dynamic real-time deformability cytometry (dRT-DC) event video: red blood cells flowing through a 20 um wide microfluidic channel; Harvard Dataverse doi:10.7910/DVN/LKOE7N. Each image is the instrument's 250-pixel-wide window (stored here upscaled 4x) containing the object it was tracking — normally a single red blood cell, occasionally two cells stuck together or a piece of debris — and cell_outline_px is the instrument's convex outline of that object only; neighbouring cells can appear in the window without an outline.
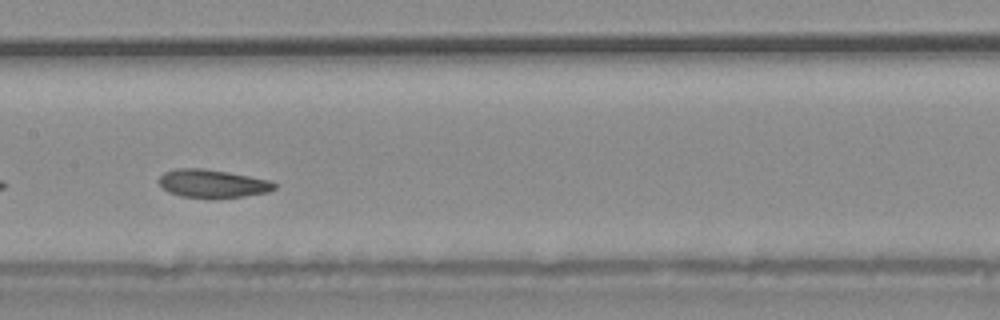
{"species": "common noctule bat (a hibernating species)", "species_latin": "Nyctalus noctula", "temperature_condition": "warm", "stored_images_in_passage": 24, "camera_frame_rate_fps": 3000, "um_per_image_px": 0.085, "animal": {"sex": "male", "body_mass_g": 20.4}, "frame": {"image": 1, "passage_image": 17, "time_ms": 5.333, "image_size_px": [1000, 320], "cell_outline_px": [[276, 188], [268, 192], [244, 196], [180, 196], [168, 192], [160, 184], [160, 176], [164, 172], [176, 168], [204, 168], [228, 172], [272, 180], [276, 184]], "centroid_in_image_um": [18.09, 15.57], "position_along_channel_um": 189.3, "area_um2": 18.5}}